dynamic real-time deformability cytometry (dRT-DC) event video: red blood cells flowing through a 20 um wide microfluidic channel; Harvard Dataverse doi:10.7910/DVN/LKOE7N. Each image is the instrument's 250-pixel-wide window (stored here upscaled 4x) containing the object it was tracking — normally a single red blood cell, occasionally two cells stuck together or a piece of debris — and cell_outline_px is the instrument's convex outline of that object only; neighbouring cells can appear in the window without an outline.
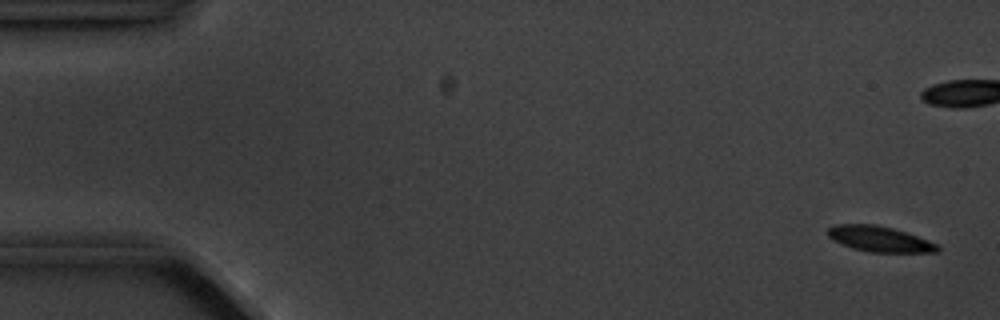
{"species": "common noctule bat (a hibernating species)", "species_latin": "Nyctalus noctula", "temperature_condition": "cold", "stored_images_in_passage": 6, "camera_frame_rate_fps": 3000, "um_per_image_px": 0.085, "animal": {"sex": "male", "body_mass_g": 20.1, "forearm_length_mm": 53.5}, "frame": {"image": 1, "passage_image": 1, "time_ms": 0.0, "image_size_px": [1000, 320], "cell_outline_px": [[940, 252], [868, 252], [852, 248], [832, 240], [828, 236], [828, 228], [832, 224], [876, 224], [892, 228], [940, 244]], "centroid_in_image_um": [74.76, 20.31], "position_along_channel_um": 10.2, "area_um2": 16.42}}